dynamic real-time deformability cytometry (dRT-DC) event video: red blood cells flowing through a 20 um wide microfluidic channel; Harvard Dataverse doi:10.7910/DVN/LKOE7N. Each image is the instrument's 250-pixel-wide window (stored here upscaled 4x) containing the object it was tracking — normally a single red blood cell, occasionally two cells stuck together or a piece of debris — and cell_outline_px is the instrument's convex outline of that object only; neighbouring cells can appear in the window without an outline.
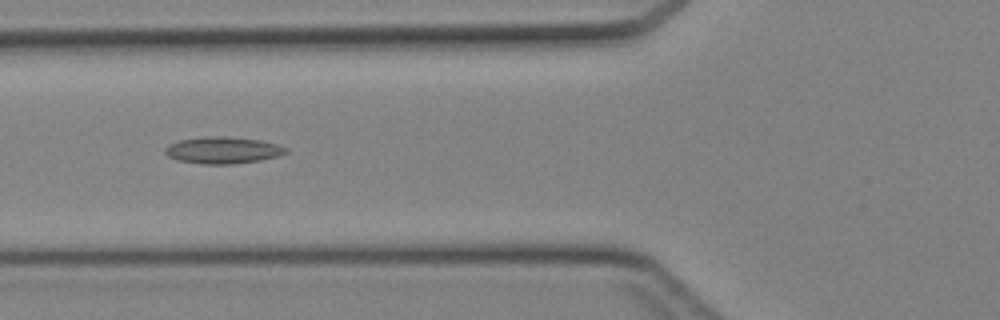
{"species": "Egyptian fruit bat (a non-hibernating species)", "species_latin": "Rousettus aegyptiacus", "temperature_condition": "cold", "stored_images_in_passage": 44, "camera_frame_rate_fps": 3000, "um_per_image_px": 0.085, "animal": {"sex": "female"}, "frame": {"image": 1, "passage_image": 17, "time_ms": 5.333, "image_size_px": [1000, 320], "cell_outline_px": [[288, 152], [280, 156], [260, 160], [236, 164], [204, 164], [176, 160], [168, 156], [164, 152], [164, 148], [168, 144], [180, 140], [216, 136], [224, 136], [260, 140], [276, 144], [288, 148]], "centroid_in_image_um": [18.95, 12.78], "position_along_channel_um": 106.8, "area_um2": 18.84}}
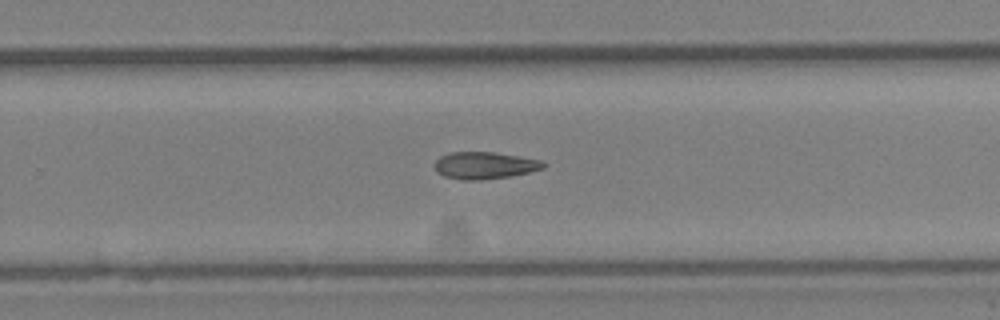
{"frame": {"image": 2, "passage_image": 29, "time_ms": 9.333, "image_size_px": [1000, 320], "cell_outline_px": [[544, 168], [512, 176], [480, 180], [464, 180], [444, 176], [436, 172], [436, 160], [440, 156], [448, 152], [496, 152], [544, 160]], "centroid_in_image_um": [41.21, 14.05], "position_along_channel_um": 288.6, "area_um2": 17.22}}
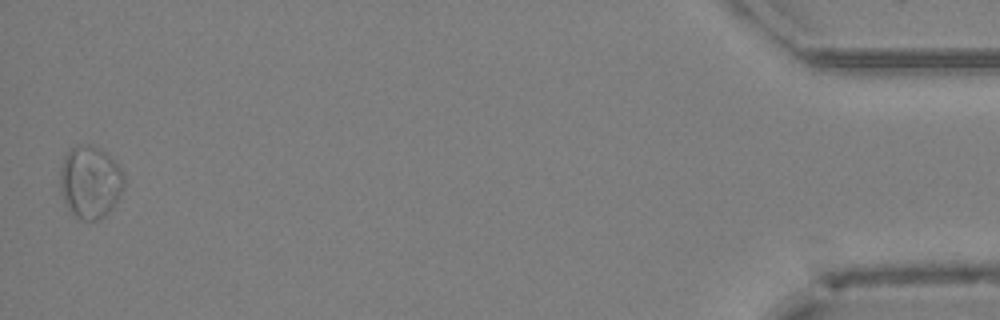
{"frame": {"image": 3, "passage_image": 44, "time_ms": 14.333, "image_size_px": [1000, 320], "cell_outline_px": [[124, 188], [120, 196], [112, 208], [104, 216], [96, 220], [80, 220], [64, 204], [60, 192], [60, 168], [64, 156], [76, 144], [92, 144], [108, 152], [124, 172]], "centroid_in_image_um": [7.67, 15.44], "position_along_channel_um": 427.5, "area_um2": 27.57}}